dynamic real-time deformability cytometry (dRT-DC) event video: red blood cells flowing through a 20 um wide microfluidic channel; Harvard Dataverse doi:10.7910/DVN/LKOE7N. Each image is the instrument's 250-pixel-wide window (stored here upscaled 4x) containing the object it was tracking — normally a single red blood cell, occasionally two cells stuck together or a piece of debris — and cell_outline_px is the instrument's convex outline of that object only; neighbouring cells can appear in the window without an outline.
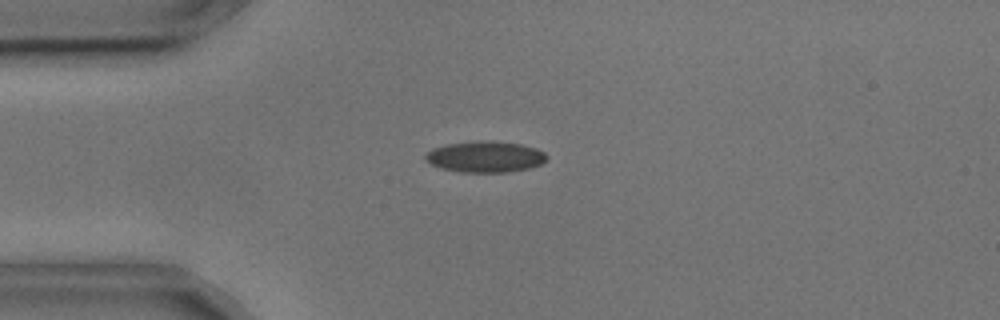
{"species": "common noctule bat (a hibernating species)", "species_latin": "Nyctalus noctula", "temperature_condition": "cold", "stored_images_in_passage": 43, "camera_frame_rate_fps": 3000, "um_per_image_px": 0.085, "animal": {"sex": "male", "body_mass_g": 17.9, "forearm_length_mm": 54.2}, "frame": {"image": 1, "passage_image": 2, "time_ms": 0.333, "image_size_px": [1000, 320], "cell_outline_px": [[548, 156], [540, 164], [528, 168], [508, 172], [464, 172], [440, 168], [424, 160], [424, 156], [432, 148], [448, 144], [476, 140], [488, 140], [520, 144], [536, 148], [544, 152]], "centroid_in_image_um": [41.22, 13.31], "position_along_channel_um": 43.8, "area_um2": 21.96}}
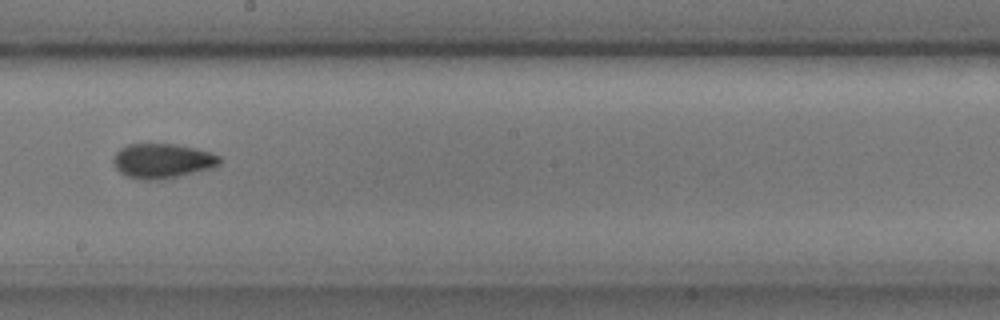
{"frame": {"image": 2, "passage_image": 19, "time_ms": 6.0, "image_size_px": [1000, 320], "cell_outline_px": [[224, 160], [220, 164], [208, 168], [176, 176], [156, 180], [144, 180], [128, 176], [120, 172], [116, 168], [112, 160], [116, 152], [120, 148], [128, 144], [176, 144], [196, 148], [212, 152], [220, 156]], "centroid_in_image_um": [13.8, 13.65], "position_along_channel_um": 234.4, "area_um2": 21.33}}
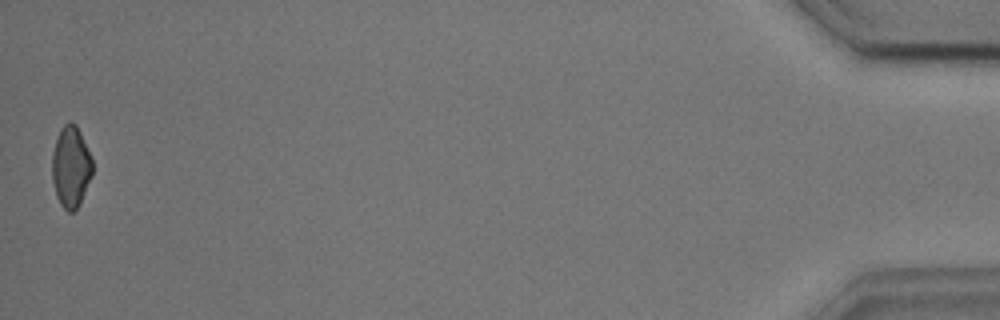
{"frame": {"image": 3, "passage_image": 43, "time_ms": 14.0, "image_size_px": [1000, 320], "cell_outline_px": [[92, 176], [80, 204], [72, 212], [68, 212], [60, 204], [56, 196], [52, 180], [52, 152], [60, 128], [68, 120], [76, 124], [92, 156]], "centroid_in_image_um": [6.02, 14.17], "position_along_channel_um": 429.2, "area_um2": 19.36}, "authors_computed_cell_mechanics": {"area_um2": 20.5768, "velocity_mm_per_s": 3.6323, "shape_relaxation_time_tau1_ms": 4.6016, "shape_relaxation_time_tau2_ms": 1.6174, "deformation_change_tau1": 0.1243, "deformation_change_tau2": 0.0604}}